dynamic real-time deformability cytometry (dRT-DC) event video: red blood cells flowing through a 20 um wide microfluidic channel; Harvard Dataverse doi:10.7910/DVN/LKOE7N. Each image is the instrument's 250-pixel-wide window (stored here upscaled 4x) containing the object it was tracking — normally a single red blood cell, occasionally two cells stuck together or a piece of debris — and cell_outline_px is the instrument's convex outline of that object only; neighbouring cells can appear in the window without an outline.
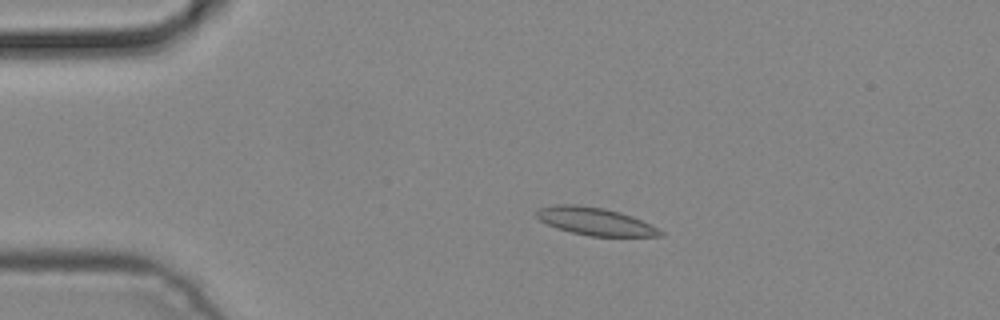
{"species": "common noctule bat (a hibernating species)", "species_latin": "Nyctalus noctula", "temperature_condition": "cold", "stored_images_in_passage": 4, "camera_frame_rate_fps": 3000, "um_per_image_px": 0.085, "animal": {"sex": "male", "body_mass_g": 19.2, "forearm_length_mm": 51.8}, "frame": {"image": 1, "passage_image": 3, "time_ms": 0.667, "image_size_px": [1000, 320], "cell_outline_px": [[664, 236], [588, 236], [556, 228], [540, 220], [536, 216], [536, 212], [540, 208], [556, 204], [576, 204], [604, 208], [632, 216], [664, 232]], "centroid_in_image_um": [50.56, 18.81], "position_along_channel_um": 34.4, "area_um2": 19.71}}